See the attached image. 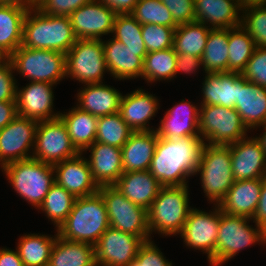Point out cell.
<instances>
[{
    "mask_svg": "<svg viewBox=\"0 0 266 266\" xmlns=\"http://www.w3.org/2000/svg\"><path fill=\"white\" fill-rule=\"evenodd\" d=\"M204 144L202 137H158L150 173L163 187L187 185L186 177L195 174Z\"/></svg>",
    "mask_w": 266,
    "mask_h": 266,
    "instance_id": "1",
    "label": "cell"
},
{
    "mask_svg": "<svg viewBox=\"0 0 266 266\" xmlns=\"http://www.w3.org/2000/svg\"><path fill=\"white\" fill-rule=\"evenodd\" d=\"M76 40L70 17L49 15L35 6L27 11L23 22L21 46L55 50L66 54Z\"/></svg>",
    "mask_w": 266,
    "mask_h": 266,
    "instance_id": "2",
    "label": "cell"
},
{
    "mask_svg": "<svg viewBox=\"0 0 266 266\" xmlns=\"http://www.w3.org/2000/svg\"><path fill=\"white\" fill-rule=\"evenodd\" d=\"M109 227L108 213L99 192L77 197L66 221L57 230L63 239L95 245Z\"/></svg>",
    "mask_w": 266,
    "mask_h": 266,
    "instance_id": "3",
    "label": "cell"
},
{
    "mask_svg": "<svg viewBox=\"0 0 266 266\" xmlns=\"http://www.w3.org/2000/svg\"><path fill=\"white\" fill-rule=\"evenodd\" d=\"M184 186L162 187L147 209L150 234H180L192 208L189 207L188 189Z\"/></svg>",
    "mask_w": 266,
    "mask_h": 266,
    "instance_id": "4",
    "label": "cell"
},
{
    "mask_svg": "<svg viewBox=\"0 0 266 266\" xmlns=\"http://www.w3.org/2000/svg\"><path fill=\"white\" fill-rule=\"evenodd\" d=\"M2 168L15 191L37 208L55 183L53 165L34 158L11 162Z\"/></svg>",
    "mask_w": 266,
    "mask_h": 266,
    "instance_id": "5",
    "label": "cell"
},
{
    "mask_svg": "<svg viewBox=\"0 0 266 266\" xmlns=\"http://www.w3.org/2000/svg\"><path fill=\"white\" fill-rule=\"evenodd\" d=\"M199 172L207 198L219 205L235 181L230 147L205 143L195 174Z\"/></svg>",
    "mask_w": 266,
    "mask_h": 266,
    "instance_id": "6",
    "label": "cell"
},
{
    "mask_svg": "<svg viewBox=\"0 0 266 266\" xmlns=\"http://www.w3.org/2000/svg\"><path fill=\"white\" fill-rule=\"evenodd\" d=\"M8 59L13 69L31 82L57 84L66 76L65 54L55 50L20 46Z\"/></svg>",
    "mask_w": 266,
    "mask_h": 266,
    "instance_id": "7",
    "label": "cell"
},
{
    "mask_svg": "<svg viewBox=\"0 0 266 266\" xmlns=\"http://www.w3.org/2000/svg\"><path fill=\"white\" fill-rule=\"evenodd\" d=\"M249 219L251 218L226 214L220 209L219 232L212 266L223 264L253 243H266L265 229L259 225L252 228L248 225Z\"/></svg>",
    "mask_w": 266,
    "mask_h": 266,
    "instance_id": "8",
    "label": "cell"
},
{
    "mask_svg": "<svg viewBox=\"0 0 266 266\" xmlns=\"http://www.w3.org/2000/svg\"><path fill=\"white\" fill-rule=\"evenodd\" d=\"M98 192L104 200L110 227L139 236L144 242L150 240L147 209L131 202L114 185L99 186Z\"/></svg>",
    "mask_w": 266,
    "mask_h": 266,
    "instance_id": "9",
    "label": "cell"
},
{
    "mask_svg": "<svg viewBox=\"0 0 266 266\" xmlns=\"http://www.w3.org/2000/svg\"><path fill=\"white\" fill-rule=\"evenodd\" d=\"M247 130L235 108L201 105L199 135H202V140L206 139L210 145L233 144L244 138Z\"/></svg>",
    "mask_w": 266,
    "mask_h": 266,
    "instance_id": "10",
    "label": "cell"
},
{
    "mask_svg": "<svg viewBox=\"0 0 266 266\" xmlns=\"http://www.w3.org/2000/svg\"><path fill=\"white\" fill-rule=\"evenodd\" d=\"M65 61L66 77L70 75L85 85L103 83V73L108 71L102 39H77Z\"/></svg>",
    "mask_w": 266,
    "mask_h": 266,
    "instance_id": "11",
    "label": "cell"
},
{
    "mask_svg": "<svg viewBox=\"0 0 266 266\" xmlns=\"http://www.w3.org/2000/svg\"><path fill=\"white\" fill-rule=\"evenodd\" d=\"M32 158L54 165L78 155L60 117L40 121L36 129Z\"/></svg>",
    "mask_w": 266,
    "mask_h": 266,
    "instance_id": "12",
    "label": "cell"
},
{
    "mask_svg": "<svg viewBox=\"0 0 266 266\" xmlns=\"http://www.w3.org/2000/svg\"><path fill=\"white\" fill-rule=\"evenodd\" d=\"M143 243L139 236L109 226L94 245L95 262L99 266H128Z\"/></svg>",
    "mask_w": 266,
    "mask_h": 266,
    "instance_id": "13",
    "label": "cell"
},
{
    "mask_svg": "<svg viewBox=\"0 0 266 266\" xmlns=\"http://www.w3.org/2000/svg\"><path fill=\"white\" fill-rule=\"evenodd\" d=\"M38 121L21 116L15 117L0 130V165L32 158L28 154L34 147Z\"/></svg>",
    "mask_w": 266,
    "mask_h": 266,
    "instance_id": "14",
    "label": "cell"
},
{
    "mask_svg": "<svg viewBox=\"0 0 266 266\" xmlns=\"http://www.w3.org/2000/svg\"><path fill=\"white\" fill-rule=\"evenodd\" d=\"M219 223L220 208L218 205L211 213L192 208L180 233L188 247L205 251L210 264L215 260Z\"/></svg>",
    "mask_w": 266,
    "mask_h": 266,
    "instance_id": "15",
    "label": "cell"
},
{
    "mask_svg": "<svg viewBox=\"0 0 266 266\" xmlns=\"http://www.w3.org/2000/svg\"><path fill=\"white\" fill-rule=\"evenodd\" d=\"M116 13L104 3L92 0L70 14V21L77 39H101L112 33Z\"/></svg>",
    "mask_w": 266,
    "mask_h": 266,
    "instance_id": "16",
    "label": "cell"
},
{
    "mask_svg": "<svg viewBox=\"0 0 266 266\" xmlns=\"http://www.w3.org/2000/svg\"><path fill=\"white\" fill-rule=\"evenodd\" d=\"M245 138L228 145L233 178L235 181L264 178L266 175L264 150L256 138Z\"/></svg>",
    "mask_w": 266,
    "mask_h": 266,
    "instance_id": "17",
    "label": "cell"
},
{
    "mask_svg": "<svg viewBox=\"0 0 266 266\" xmlns=\"http://www.w3.org/2000/svg\"><path fill=\"white\" fill-rule=\"evenodd\" d=\"M53 85L47 82H31L22 90L16 87L17 115L38 122L58 118L60 113H52Z\"/></svg>",
    "mask_w": 266,
    "mask_h": 266,
    "instance_id": "18",
    "label": "cell"
},
{
    "mask_svg": "<svg viewBox=\"0 0 266 266\" xmlns=\"http://www.w3.org/2000/svg\"><path fill=\"white\" fill-rule=\"evenodd\" d=\"M81 154L53 165L55 182L76 198L92 195L99 190L88 161L81 158Z\"/></svg>",
    "mask_w": 266,
    "mask_h": 266,
    "instance_id": "19",
    "label": "cell"
},
{
    "mask_svg": "<svg viewBox=\"0 0 266 266\" xmlns=\"http://www.w3.org/2000/svg\"><path fill=\"white\" fill-rule=\"evenodd\" d=\"M103 50L108 72L113 77L120 80L142 77L147 51L131 50L115 38L103 41Z\"/></svg>",
    "mask_w": 266,
    "mask_h": 266,
    "instance_id": "20",
    "label": "cell"
},
{
    "mask_svg": "<svg viewBox=\"0 0 266 266\" xmlns=\"http://www.w3.org/2000/svg\"><path fill=\"white\" fill-rule=\"evenodd\" d=\"M199 110L195 105L184 99L170 108L155 131L158 137L179 139L185 136L200 137Z\"/></svg>",
    "mask_w": 266,
    "mask_h": 266,
    "instance_id": "21",
    "label": "cell"
},
{
    "mask_svg": "<svg viewBox=\"0 0 266 266\" xmlns=\"http://www.w3.org/2000/svg\"><path fill=\"white\" fill-rule=\"evenodd\" d=\"M87 149L91 150L87 161L94 181L98 186L114 185L124 173L121 148L94 142Z\"/></svg>",
    "mask_w": 266,
    "mask_h": 266,
    "instance_id": "22",
    "label": "cell"
},
{
    "mask_svg": "<svg viewBox=\"0 0 266 266\" xmlns=\"http://www.w3.org/2000/svg\"><path fill=\"white\" fill-rule=\"evenodd\" d=\"M263 178L234 181L219 203L222 212L229 215L253 218L260 199Z\"/></svg>",
    "mask_w": 266,
    "mask_h": 266,
    "instance_id": "23",
    "label": "cell"
},
{
    "mask_svg": "<svg viewBox=\"0 0 266 266\" xmlns=\"http://www.w3.org/2000/svg\"><path fill=\"white\" fill-rule=\"evenodd\" d=\"M235 110L247 129L266 123V87L254 84L240 75L238 101Z\"/></svg>",
    "mask_w": 266,
    "mask_h": 266,
    "instance_id": "24",
    "label": "cell"
},
{
    "mask_svg": "<svg viewBox=\"0 0 266 266\" xmlns=\"http://www.w3.org/2000/svg\"><path fill=\"white\" fill-rule=\"evenodd\" d=\"M114 186L131 202L145 209L163 187L149 170L124 172Z\"/></svg>",
    "mask_w": 266,
    "mask_h": 266,
    "instance_id": "25",
    "label": "cell"
},
{
    "mask_svg": "<svg viewBox=\"0 0 266 266\" xmlns=\"http://www.w3.org/2000/svg\"><path fill=\"white\" fill-rule=\"evenodd\" d=\"M158 104L156 97L138 89L131 94L122 96L119 113L133 132L152 131L146 125L158 111Z\"/></svg>",
    "mask_w": 266,
    "mask_h": 266,
    "instance_id": "26",
    "label": "cell"
},
{
    "mask_svg": "<svg viewBox=\"0 0 266 266\" xmlns=\"http://www.w3.org/2000/svg\"><path fill=\"white\" fill-rule=\"evenodd\" d=\"M157 140L155 130L133 132L121 148L123 171L149 170Z\"/></svg>",
    "mask_w": 266,
    "mask_h": 266,
    "instance_id": "27",
    "label": "cell"
},
{
    "mask_svg": "<svg viewBox=\"0 0 266 266\" xmlns=\"http://www.w3.org/2000/svg\"><path fill=\"white\" fill-rule=\"evenodd\" d=\"M236 1V2H235ZM237 0H194L195 22L211 23V29H229L241 25Z\"/></svg>",
    "mask_w": 266,
    "mask_h": 266,
    "instance_id": "28",
    "label": "cell"
},
{
    "mask_svg": "<svg viewBox=\"0 0 266 266\" xmlns=\"http://www.w3.org/2000/svg\"><path fill=\"white\" fill-rule=\"evenodd\" d=\"M202 84L203 101L201 105L235 107L238 101V88H240V73H207Z\"/></svg>",
    "mask_w": 266,
    "mask_h": 266,
    "instance_id": "29",
    "label": "cell"
},
{
    "mask_svg": "<svg viewBox=\"0 0 266 266\" xmlns=\"http://www.w3.org/2000/svg\"><path fill=\"white\" fill-rule=\"evenodd\" d=\"M28 10L29 7L0 3V58H8L21 46Z\"/></svg>",
    "mask_w": 266,
    "mask_h": 266,
    "instance_id": "30",
    "label": "cell"
},
{
    "mask_svg": "<svg viewBox=\"0 0 266 266\" xmlns=\"http://www.w3.org/2000/svg\"><path fill=\"white\" fill-rule=\"evenodd\" d=\"M77 97L79 109L100 117L119 112L122 94L113 87L94 83L87 84Z\"/></svg>",
    "mask_w": 266,
    "mask_h": 266,
    "instance_id": "31",
    "label": "cell"
},
{
    "mask_svg": "<svg viewBox=\"0 0 266 266\" xmlns=\"http://www.w3.org/2000/svg\"><path fill=\"white\" fill-rule=\"evenodd\" d=\"M75 148L82 153L95 142L98 117L74 107L69 113H60Z\"/></svg>",
    "mask_w": 266,
    "mask_h": 266,
    "instance_id": "32",
    "label": "cell"
},
{
    "mask_svg": "<svg viewBox=\"0 0 266 266\" xmlns=\"http://www.w3.org/2000/svg\"><path fill=\"white\" fill-rule=\"evenodd\" d=\"M94 262V245L63 239L57 232L48 266H91Z\"/></svg>",
    "mask_w": 266,
    "mask_h": 266,
    "instance_id": "33",
    "label": "cell"
},
{
    "mask_svg": "<svg viewBox=\"0 0 266 266\" xmlns=\"http://www.w3.org/2000/svg\"><path fill=\"white\" fill-rule=\"evenodd\" d=\"M203 23L191 22L178 25L174 31L173 49L176 54L194 55L202 58L209 31Z\"/></svg>",
    "mask_w": 266,
    "mask_h": 266,
    "instance_id": "34",
    "label": "cell"
},
{
    "mask_svg": "<svg viewBox=\"0 0 266 266\" xmlns=\"http://www.w3.org/2000/svg\"><path fill=\"white\" fill-rule=\"evenodd\" d=\"M229 29H210L201 58L205 73L228 72Z\"/></svg>",
    "mask_w": 266,
    "mask_h": 266,
    "instance_id": "35",
    "label": "cell"
},
{
    "mask_svg": "<svg viewBox=\"0 0 266 266\" xmlns=\"http://www.w3.org/2000/svg\"><path fill=\"white\" fill-rule=\"evenodd\" d=\"M55 240L46 235L22 236L16 249L24 266H48Z\"/></svg>",
    "mask_w": 266,
    "mask_h": 266,
    "instance_id": "36",
    "label": "cell"
},
{
    "mask_svg": "<svg viewBox=\"0 0 266 266\" xmlns=\"http://www.w3.org/2000/svg\"><path fill=\"white\" fill-rule=\"evenodd\" d=\"M228 48V72L241 74L255 50L253 39L241 26L229 28Z\"/></svg>",
    "mask_w": 266,
    "mask_h": 266,
    "instance_id": "37",
    "label": "cell"
},
{
    "mask_svg": "<svg viewBox=\"0 0 266 266\" xmlns=\"http://www.w3.org/2000/svg\"><path fill=\"white\" fill-rule=\"evenodd\" d=\"M176 57L173 47L148 52L144 57L142 77L149 82L171 80L175 76Z\"/></svg>",
    "mask_w": 266,
    "mask_h": 266,
    "instance_id": "38",
    "label": "cell"
},
{
    "mask_svg": "<svg viewBox=\"0 0 266 266\" xmlns=\"http://www.w3.org/2000/svg\"><path fill=\"white\" fill-rule=\"evenodd\" d=\"M76 197L59 186L56 182L50 187L38 209L45 211L49 219L54 221L57 230L66 221L73 208Z\"/></svg>",
    "mask_w": 266,
    "mask_h": 266,
    "instance_id": "39",
    "label": "cell"
},
{
    "mask_svg": "<svg viewBox=\"0 0 266 266\" xmlns=\"http://www.w3.org/2000/svg\"><path fill=\"white\" fill-rule=\"evenodd\" d=\"M133 130L124 122L121 114L115 113L98 117L95 142L122 148Z\"/></svg>",
    "mask_w": 266,
    "mask_h": 266,
    "instance_id": "40",
    "label": "cell"
},
{
    "mask_svg": "<svg viewBox=\"0 0 266 266\" xmlns=\"http://www.w3.org/2000/svg\"><path fill=\"white\" fill-rule=\"evenodd\" d=\"M112 33L131 50L147 51L142 38V25L131 14H116Z\"/></svg>",
    "mask_w": 266,
    "mask_h": 266,
    "instance_id": "41",
    "label": "cell"
},
{
    "mask_svg": "<svg viewBox=\"0 0 266 266\" xmlns=\"http://www.w3.org/2000/svg\"><path fill=\"white\" fill-rule=\"evenodd\" d=\"M141 25L177 27L170 10L160 0H138L130 13Z\"/></svg>",
    "mask_w": 266,
    "mask_h": 266,
    "instance_id": "42",
    "label": "cell"
},
{
    "mask_svg": "<svg viewBox=\"0 0 266 266\" xmlns=\"http://www.w3.org/2000/svg\"><path fill=\"white\" fill-rule=\"evenodd\" d=\"M243 12L240 26L251 36L255 47L266 48V5L248 7Z\"/></svg>",
    "mask_w": 266,
    "mask_h": 266,
    "instance_id": "43",
    "label": "cell"
},
{
    "mask_svg": "<svg viewBox=\"0 0 266 266\" xmlns=\"http://www.w3.org/2000/svg\"><path fill=\"white\" fill-rule=\"evenodd\" d=\"M175 28L155 24L142 25V38L147 53L173 47Z\"/></svg>",
    "mask_w": 266,
    "mask_h": 266,
    "instance_id": "44",
    "label": "cell"
},
{
    "mask_svg": "<svg viewBox=\"0 0 266 266\" xmlns=\"http://www.w3.org/2000/svg\"><path fill=\"white\" fill-rule=\"evenodd\" d=\"M240 75L254 84L266 87V48L255 47Z\"/></svg>",
    "mask_w": 266,
    "mask_h": 266,
    "instance_id": "45",
    "label": "cell"
},
{
    "mask_svg": "<svg viewBox=\"0 0 266 266\" xmlns=\"http://www.w3.org/2000/svg\"><path fill=\"white\" fill-rule=\"evenodd\" d=\"M92 0H36L35 7L55 16H70L72 12Z\"/></svg>",
    "mask_w": 266,
    "mask_h": 266,
    "instance_id": "46",
    "label": "cell"
},
{
    "mask_svg": "<svg viewBox=\"0 0 266 266\" xmlns=\"http://www.w3.org/2000/svg\"><path fill=\"white\" fill-rule=\"evenodd\" d=\"M128 266H172L153 241H145L139 248L136 259Z\"/></svg>",
    "mask_w": 266,
    "mask_h": 266,
    "instance_id": "47",
    "label": "cell"
},
{
    "mask_svg": "<svg viewBox=\"0 0 266 266\" xmlns=\"http://www.w3.org/2000/svg\"><path fill=\"white\" fill-rule=\"evenodd\" d=\"M8 58H0V101H16V82Z\"/></svg>",
    "mask_w": 266,
    "mask_h": 266,
    "instance_id": "48",
    "label": "cell"
},
{
    "mask_svg": "<svg viewBox=\"0 0 266 266\" xmlns=\"http://www.w3.org/2000/svg\"><path fill=\"white\" fill-rule=\"evenodd\" d=\"M171 12L177 25L195 21L194 0H160Z\"/></svg>",
    "mask_w": 266,
    "mask_h": 266,
    "instance_id": "49",
    "label": "cell"
},
{
    "mask_svg": "<svg viewBox=\"0 0 266 266\" xmlns=\"http://www.w3.org/2000/svg\"><path fill=\"white\" fill-rule=\"evenodd\" d=\"M203 66L202 60L199 57H196L194 55H186V54H177L176 57V69H175V75L181 71L185 73H193V71H196L198 66Z\"/></svg>",
    "mask_w": 266,
    "mask_h": 266,
    "instance_id": "50",
    "label": "cell"
},
{
    "mask_svg": "<svg viewBox=\"0 0 266 266\" xmlns=\"http://www.w3.org/2000/svg\"><path fill=\"white\" fill-rule=\"evenodd\" d=\"M256 225L266 229V178H263L262 188L260 191V199L257 204L255 214L252 219Z\"/></svg>",
    "mask_w": 266,
    "mask_h": 266,
    "instance_id": "51",
    "label": "cell"
},
{
    "mask_svg": "<svg viewBox=\"0 0 266 266\" xmlns=\"http://www.w3.org/2000/svg\"><path fill=\"white\" fill-rule=\"evenodd\" d=\"M17 116L16 101H0V130Z\"/></svg>",
    "mask_w": 266,
    "mask_h": 266,
    "instance_id": "52",
    "label": "cell"
},
{
    "mask_svg": "<svg viewBox=\"0 0 266 266\" xmlns=\"http://www.w3.org/2000/svg\"><path fill=\"white\" fill-rule=\"evenodd\" d=\"M107 5L116 14H130L138 0H98Z\"/></svg>",
    "mask_w": 266,
    "mask_h": 266,
    "instance_id": "53",
    "label": "cell"
},
{
    "mask_svg": "<svg viewBox=\"0 0 266 266\" xmlns=\"http://www.w3.org/2000/svg\"><path fill=\"white\" fill-rule=\"evenodd\" d=\"M0 266H24L19 253L7 248L0 249Z\"/></svg>",
    "mask_w": 266,
    "mask_h": 266,
    "instance_id": "54",
    "label": "cell"
},
{
    "mask_svg": "<svg viewBox=\"0 0 266 266\" xmlns=\"http://www.w3.org/2000/svg\"><path fill=\"white\" fill-rule=\"evenodd\" d=\"M265 3L266 0H237V4L242 10L252 6L265 5Z\"/></svg>",
    "mask_w": 266,
    "mask_h": 266,
    "instance_id": "55",
    "label": "cell"
},
{
    "mask_svg": "<svg viewBox=\"0 0 266 266\" xmlns=\"http://www.w3.org/2000/svg\"><path fill=\"white\" fill-rule=\"evenodd\" d=\"M3 4H16L25 7H33L36 4V0H0Z\"/></svg>",
    "mask_w": 266,
    "mask_h": 266,
    "instance_id": "56",
    "label": "cell"
},
{
    "mask_svg": "<svg viewBox=\"0 0 266 266\" xmlns=\"http://www.w3.org/2000/svg\"><path fill=\"white\" fill-rule=\"evenodd\" d=\"M262 127L265 128V129H264L265 132L263 133L262 136H260V137H255V138L259 141V143H260L262 149L264 150L265 156H266V123L263 124Z\"/></svg>",
    "mask_w": 266,
    "mask_h": 266,
    "instance_id": "57",
    "label": "cell"
},
{
    "mask_svg": "<svg viewBox=\"0 0 266 266\" xmlns=\"http://www.w3.org/2000/svg\"><path fill=\"white\" fill-rule=\"evenodd\" d=\"M91 266H99L96 262H94Z\"/></svg>",
    "mask_w": 266,
    "mask_h": 266,
    "instance_id": "58",
    "label": "cell"
}]
</instances>
